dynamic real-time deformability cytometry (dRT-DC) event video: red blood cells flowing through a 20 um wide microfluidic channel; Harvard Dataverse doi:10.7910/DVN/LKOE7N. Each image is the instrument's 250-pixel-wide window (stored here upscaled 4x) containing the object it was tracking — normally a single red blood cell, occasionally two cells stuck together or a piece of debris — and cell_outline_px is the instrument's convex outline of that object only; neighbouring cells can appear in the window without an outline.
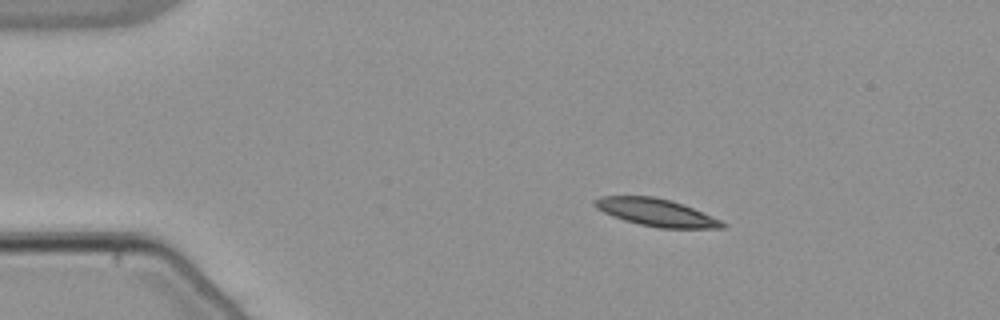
{"species": "common noctule bat (a hibernating species)", "species_latin": "Nyctalus noctula", "temperature_condition": "warm", "stored_images_in_passage": 46, "camera_frame_rate_fps": 3000, "um_per_image_px": 0.085, "animal": {"sex": "male", "body_mass_g": 21.5, "forearm_length_mm": 52.0}, "frame": {"image": 1, "passage_image": 1, "time_ms": 0.0, "image_size_px": [1000, 320], "cell_outline_px": [[728, 228], [656, 228], [624, 220], [612, 216], [596, 208], [592, 204], [592, 200], [600, 196], [652, 196], [672, 200], [692, 208], [720, 220], [728, 224]], "centroid_in_image_um": [55.75, 18.06], "position_along_channel_um": 29.2, "area_um2": 20.46}}
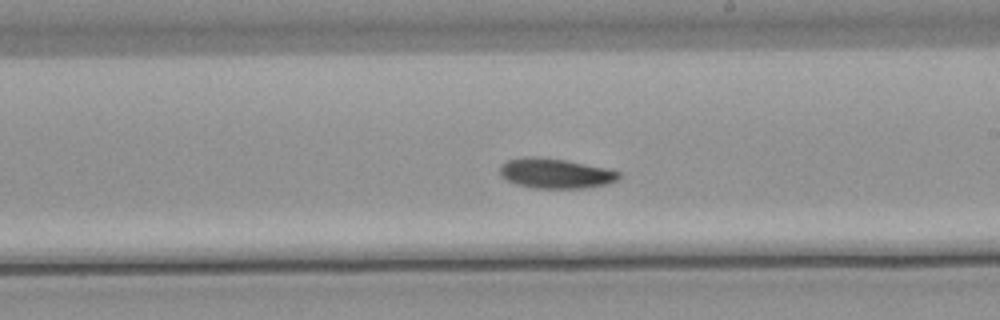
{"frame": {"image": 2, "passage_image": 23, "time_ms": 7.333, "image_size_px": [1000, 320], "cell_outline_px": [[620, 180], [608, 184], [584, 188], [532, 188], [516, 184], [500, 176], [500, 164], [508, 160], [532, 156], [564, 160], [608, 168], [620, 172]], "centroid_in_image_um": [47.24, 14.75], "position_along_channel_um": 241.8, "area_um2": 20.81}}
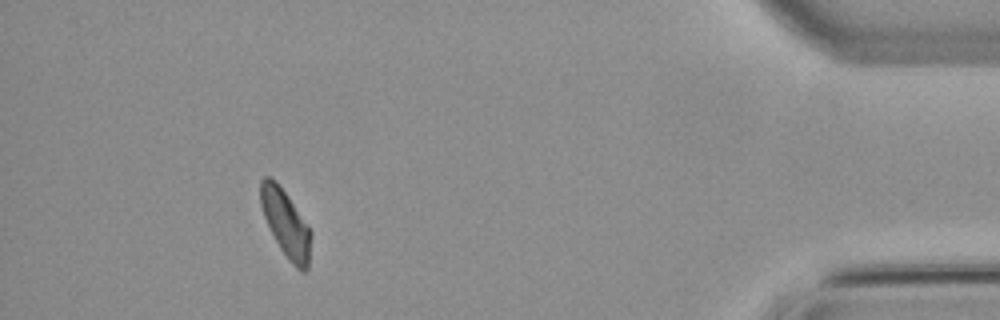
{"frame": {"image": 3, "passage_image": 41, "time_ms": 13.333, "image_size_px": [1000, 320], "cell_outline_px": [[312, 232], [308, 268], [304, 272], [300, 272], [288, 260], [280, 248], [264, 216], [260, 204], [260, 180], [264, 176], [268, 176], [276, 180], [288, 196]], "centroid_in_image_um": [24.29, 19.0], "position_along_channel_um": 410.9, "area_um2": 19.59}, "authors_computed_cell_mechanics": {"area_um2": 20.4323, "velocity_mm_per_s": 3.7831, "shape_relaxation_time_tau1_ms": 6.0379, "shape_relaxation_time_tau2_ms": null, "deformation_change_tau1": 0.1464, "deformation_change_tau2": null}}